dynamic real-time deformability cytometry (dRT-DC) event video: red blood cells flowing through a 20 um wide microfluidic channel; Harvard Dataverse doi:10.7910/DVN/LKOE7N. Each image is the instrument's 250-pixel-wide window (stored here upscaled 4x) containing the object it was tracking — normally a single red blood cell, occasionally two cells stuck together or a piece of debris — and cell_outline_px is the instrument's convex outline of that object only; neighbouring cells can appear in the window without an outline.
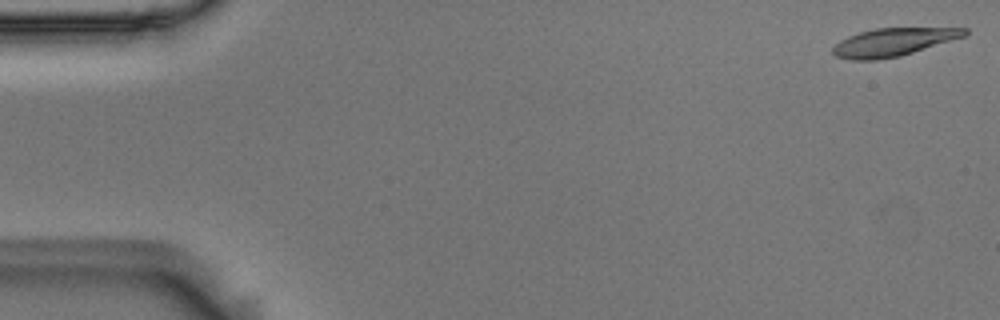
{"species": "Egyptian fruit bat (a non-hibernating species)", "species_latin": "Rousettus aegyptiacus", "temperature_condition": "room temperature", "stored_images_in_passage": 9, "camera_frame_rate_fps": 3000, "um_per_image_px": 0.085, "animal": {"sex": "male"}, "frame": {"image": 1, "passage_image": 1, "time_ms": 0.0, "image_size_px": [1000, 320], "cell_outline_px": [[968, 32], [964, 36], [900, 56], [876, 60], [852, 60], [836, 56], [832, 52], [832, 48], [840, 40], [848, 36], [860, 32], [876, 28], [968, 28]], "centroid_in_image_um": [75.88, 3.58], "position_along_channel_um": 9.1, "area_um2": 21.21}}